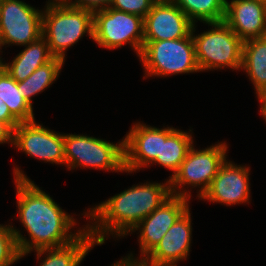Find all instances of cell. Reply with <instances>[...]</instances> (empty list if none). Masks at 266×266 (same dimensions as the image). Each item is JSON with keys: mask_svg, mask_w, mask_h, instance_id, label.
Instances as JSON below:
<instances>
[{"mask_svg": "<svg viewBox=\"0 0 266 266\" xmlns=\"http://www.w3.org/2000/svg\"><path fill=\"white\" fill-rule=\"evenodd\" d=\"M14 183L17 198L18 218L29 233L27 239L11 224L20 257L31 251L58 248L72 243L87 228L84 225L71 232L78 223L74 216L66 213L49 194L41 190L20 167H14Z\"/></svg>", "mask_w": 266, "mask_h": 266, "instance_id": "cell-1", "label": "cell"}, {"mask_svg": "<svg viewBox=\"0 0 266 266\" xmlns=\"http://www.w3.org/2000/svg\"><path fill=\"white\" fill-rule=\"evenodd\" d=\"M171 196L169 179L164 183L133 185L105 201L88 208L82 215L90 221L87 229L97 245L109 236L122 238ZM92 221V222H91ZM107 237V238H106Z\"/></svg>", "mask_w": 266, "mask_h": 266, "instance_id": "cell-2", "label": "cell"}, {"mask_svg": "<svg viewBox=\"0 0 266 266\" xmlns=\"http://www.w3.org/2000/svg\"><path fill=\"white\" fill-rule=\"evenodd\" d=\"M42 16V37L50 53L65 61L66 51L85 34L93 40V12L47 2Z\"/></svg>", "mask_w": 266, "mask_h": 266, "instance_id": "cell-3", "label": "cell"}, {"mask_svg": "<svg viewBox=\"0 0 266 266\" xmlns=\"http://www.w3.org/2000/svg\"><path fill=\"white\" fill-rule=\"evenodd\" d=\"M227 148L226 142H218L200 150L194 148L193 144L178 171L169 179L171 195L190 199L191 190L188 188L198 187L197 197L201 198L226 161Z\"/></svg>", "mask_w": 266, "mask_h": 266, "instance_id": "cell-4", "label": "cell"}, {"mask_svg": "<svg viewBox=\"0 0 266 266\" xmlns=\"http://www.w3.org/2000/svg\"><path fill=\"white\" fill-rule=\"evenodd\" d=\"M205 24L211 26V30L195 35L194 24L191 32L200 72L222 68L239 71L242 65L243 41L224 21Z\"/></svg>", "mask_w": 266, "mask_h": 266, "instance_id": "cell-5", "label": "cell"}, {"mask_svg": "<svg viewBox=\"0 0 266 266\" xmlns=\"http://www.w3.org/2000/svg\"><path fill=\"white\" fill-rule=\"evenodd\" d=\"M139 59L145 78L200 72L191 34L181 39L143 41Z\"/></svg>", "mask_w": 266, "mask_h": 266, "instance_id": "cell-6", "label": "cell"}, {"mask_svg": "<svg viewBox=\"0 0 266 266\" xmlns=\"http://www.w3.org/2000/svg\"><path fill=\"white\" fill-rule=\"evenodd\" d=\"M65 167L125 172L124 139L114 143L88 135L65 134Z\"/></svg>", "mask_w": 266, "mask_h": 266, "instance_id": "cell-7", "label": "cell"}, {"mask_svg": "<svg viewBox=\"0 0 266 266\" xmlns=\"http://www.w3.org/2000/svg\"><path fill=\"white\" fill-rule=\"evenodd\" d=\"M93 40L102 48L116 49L129 44L140 56L143 49V18L106 8L93 13Z\"/></svg>", "mask_w": 266, "mask_h": 266, "instance_id": "cell-8", "label": "cell"}, {"mask_svg": "<svg viewBox=\"0 0 266 266\" xmlns=\"http://www.w3.org/2000/svg\"><path fill=\"white\" fill-rule=\"evenodd\" d=\"M43 10L21 0H0V49L25 46L42 37Z\"/></svg>", "mask_w": 266, "mask_h": 266, "instance_id": "cell-9", "label": "cell"}, {"mask_svg": "<svg viewBox=\"0 0 266 266\" xmlns=\"http://www.w3.org/2000/svg\"><path fill=\"white\" fill-rule=\"evenodd\" d=\"M12 146L32 158L65 165L64 134L48 129L35 120L20 123L14 129Z\"/></svg>", "mask_w": 266, "mask_h": 266, "instance_id": "cell-10", "label": "cell"}, {"mask_svg": "<svg viewBox=\"0 0 266 266\" xmlns=\"http://www.w3.org/2000/svg\"><path fill=\"white\" fill-rule=\"evenodd\" d=\"M190 199L171 195L132 230L139 231L140 260H143L160 242L168 229L189 208Z\"/></svg>", "mask_w": 266, "mask_h": 266, "instance_id": "cell-11", "label": "cell"}, {"mask_svg": "<svg viewBox=\"0 0 266 266\" xmlns=\"http://www.w3.org/2000/svg\"><path fill=\"white\" fill-rule=\"evenodd\" d=\"M194 23L171 0H157L143 18L144 40L159 41L188 37Z\"/></svg>", "mask_w": 266, "mask_h": 266, "instance_id": "cell-12", "label": "cell"}, {"mask_svg": "<svg viewBox=\"0 0 266 266\" xmlns=\"http://www.w3.org/2000/svg\"><path fill=\"white\" fill-rule=\"evenodd\" d=\"M249 168L226 159L208 190L199 199L226 206L250 203Z\"/></svg>", "mask_w": 266, "mask_h": 266, "instance_id": "cell-13", "label": "cell"}, {"mask_svg": "<svg viewBox=\"0 0 266 266\" xmlns=\"http://www.w3.org/2000/svg\"><path fill=\"white\" fill-rule=\"evenodd\" d=\"M191 223V213L188 208L143 261L152 266H177L179 261L187 260L191 251Z\"/></svg>", "mask_w": 266, "mask_h": 266, "instance_id": "cell-14", "label": "cell"}, {"mask_svg": "<svg viewBox=\"0 0 266 266\" xmlns=\"http://www.w3.org/2000/svg\"><path fill=\"white\" fill-rule=\"evenodd\" d=\"M123 139L125 173L149 167L160 155V128L136 122Z\"/></svg>", "mask_w": 266, "mask_h": 266, "instance_id": "cell-15", "label": "cell"}, {"mask_svg": "<svg viewBox=\"0 0 266 266\" xmlns=\"http://www.w3.org/2000/svg\"><path fill=\"white\" fill-rule=\"evenodd\" d=\"M224 22L242 41L266 37V4L259 0H226Z\"/></svg>", "mask_w": 266, "mask_h": 266, "instance_id": "cell-16", "label": "cell"}, {"mask_svg": "<svg viewBox=\"0 0 266 266\" xmlns=\"http://www.w3.org/2000/svg\"><path fill=\"white\" fill-rule=\"evenodd\" d=\"M190 132H192L191 129H189V132H184L169 126L161 128L160 155L157 156L151 165L157 163V165L171 170L173 173L168 179L178 171L194 143L192 133Z\"/></svg>", "mask_w": 266, "mask_h": 266, "instance_id": "cell-17", "label": "cell"}, {"mask_svg": "<svg viewBox=\"0 0 266 266\" xmlns=\"http://www.w3.org/2000/svg\"><path fill=\"white\" fill-rule=\"evenodd\" d=\"M24 47L25 49L13 57L14 59L11 63H6L3 59L0 60V65L16 82L25 80L38 67L54 58L50 53L47 41L43 37Z\"/></svg>", "mask_w": 266, "mask_h": 266, "instance_id": "cell-18", "label": "cell"}, {"mask_svg": "<svg viewBox=\"0 0 266 266\" xmlns=\"http://www.w3.org/2000/svg\"><path fill=\"white\" fill-rule=\"evenodd\" d=\"M97 244L86 228L83 233L72 243L58 247L35 250L39 266H79L85 256ZM45 256L41 259V256Z\"/></svg>", "mask_w": 266, "mask_h": 266, "instance_id": "cell-19", "label": "cell"}, {"mask_svg": "<svg viewBox=\"0 0 266 266\" xmlns=\"http://www.w3.org/2000/svg\"><path fill=\"white\" fill-rule=\"evenodd\" d=\"M240 70L248 74L255 93L266 87V37L243 41Z\"/></svg>", "mask_w": 266, "mask_h": 266, "instance_id": "cell-20", "label": "cell"}, {"mask_svg": "<svg viewBox=\"0 0 266 266\" xmlns=\"http://www.w3.org/2000/svg\"><path fill=\"white\" fill-rule=\"evenodd\" d=\"M64 60L54 57L50 62L38 67L25 80L18 82L23 98L33 107L32 97L40 94L59 77Z\"/></svg>", "mask_w": 266, "mask_h": 266, "instance_id": "cell-21", "label": "cell"}, {"mask_svg": "<svg viewBox=\"0 0 266 266\" xmlns=\"http://www.w3.org/2000/svg\"><path fill=\"white\" fill-rule=\"evenodd\" d=\"M21 93L18 82L0 65V98L20 123L34 121L33 107L23 98Z\"/></svg>", "mask_w": 266, "mask_h": 266, "instance_id": "cell-22", "label": "cell"}, {"mask_svg": "<svg viewBox=\"0 0 266 266\" xmlns=\"http://www.w3.org/2000/svg\"><path fill=\"white\" fill-rule=\"evenodd\" d=\"M195 24L224 21L226 0H171Z\"/></svg>", "mask_w": 266, "mask_h": 266, "instance_id": "cell-23", "label": "cell"}, {"mask_svg": "<svg viewBox=\"0 0 266 266\" xmlns=\"http://www.w3.org/2000/svg\"><path fill=\"white\" fill-rule=\"evenodd\" d=\"M20 257L11 225L0 224V266H11Z\"/></svg>", "mask_w": 266, "mask_h": 266, "instance_id": "cell-24", "label": "cell"}, {"mask_svg": "<svg viewBox=\"0 0 266 266\" xmlns=\"http://www.w3.org/2000/svg\"><path fill=\"white\" fill-rule=\"evenodd\" d=\"M157 0H113L109 8L144 18Z\"/></svg>", "mask_w": 266, "mask_h": 266, "instance_id": "cell-25", "label": "cell"}, {"mask_svg": "<svg viewBox=\"0 0 266 266\" xmlns=\"http://www.w3.org/2000/svg\"><path fill=\"white\" fill-rule=\"evenodd\" d=\"M112 1L113 0H66L64 3L69 7L85 9L94 13L110 7Z\"/></svg>", "mask_w": 266, "mask_h": 266, "instance_id": "cell-26", "label": "cell"}, {"mask_svg": "<svg viewBox=\"0 0 266 266\" xmlns=\"http://www.w3.org/2000/svg\"><path fill=\"white\" fill-rule=\"evenodd\" d=\"M0 120L7 123L13 130L20 122L10 113L8 106L0 98Z\"/></svg>", "mask_w": 266, "mask_h": 266, "instance_id": "cell-27", "label": "cell"}, {"mask_svg": "<svg viewBox=\"0 0 266 266\" xmlns=\"http://www.w3.org/2000/svg\"><path fill=\"white\" fill-rule=\"evenodd\" d=\"M14 130L5 122L0 120V144L10 143L13 145Z\"/></svg>", "mask_w": 266, "mask_h": 266, "instance_id": "cell-28", "label": "cell"}, {"mask_svg": "<svg viewBox=\"0 0 266 266\" xmlns=\"http://www.w3.org/2000/svg\"><path fill=\"white\" fill-rule=\"evenodd\" d=\"M256 97L260 102V114L266 115V87L261 89L258 93H256Z\"/></svg>", "mask_w": 266, "mask_h": 266, "instance_id": "cell-29", "label": "cell"}, {"mask_svg": "<svg viewBox=\"0 0 266 266\" xmlns=\"http://www.w3.org/2000/svg\"><path fill=\"white\" fill-rule=\"evenodd\" d=\"M66 0H48L47 2H51V3H63Z\"/></svg>", "mask_w": 266, "mask_h": 266, "instance_id": "cell-30", "label": "cell"}, {"mask_svg": "<svg viewBox=\"0 0 266 266\" xmlns=\"http://www.w3.org/2000/svg\"><path fill=\"white\" fill-rule=\"evenodd\" d=\"M142 266H152V265H149V264L145 263V262L142 260Z\"/></svg>", "mask_w": 266, "mask_h": 266, "instance_id": "cell-31", "label": "cell"}, {"mask_svg": "<svg viewBox=\"0 0 266 266\" xmlns=\"http://www.w3.org/2000/svg\"><path fill=\"white\" fill-rule=\"evenodd\" d=\"M259 1L266 4V0H259Z\"/></svg>", "mask_w": 266, "mask_h": 266, "instance_id": "cell-32", "label": "cell"}, {"mask_svg": "<svg viewBox=\"0 0 266 266\" xmlns=\"http://www.w3.org/2000/svg\"><path fill=\"white\" fill-rule=\"evenodd\" d=\"M262 117L264 118L265 122H266V115H262Z\"/></svg>", "mask_w": 266, "mask_h": 266, "instance_id": "cell-33", "label": "cell"}]
</instances>
